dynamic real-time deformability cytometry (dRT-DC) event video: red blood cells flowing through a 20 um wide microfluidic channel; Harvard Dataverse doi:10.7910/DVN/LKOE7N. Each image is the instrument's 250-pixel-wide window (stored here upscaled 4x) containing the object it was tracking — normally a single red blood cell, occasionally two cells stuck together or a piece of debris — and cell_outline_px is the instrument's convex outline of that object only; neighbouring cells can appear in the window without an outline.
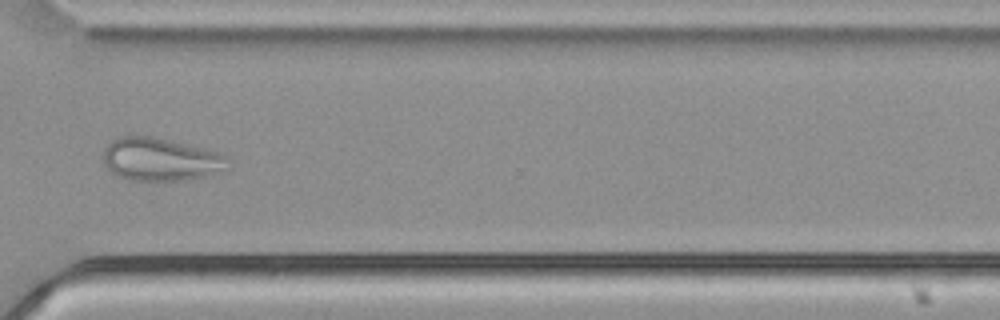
{"species": "common noctule bat (a hibernating species)", "species_latin": "Nyctalus noctula", "temperature_condition": "cold", "stored_images_in_passage": 48, "camera_frame_rate_fps": 3000, "um_per_image_px": 0.085, "animal": {"sex": "male", "body_mass_g": 21.5, "forearm_length_mm": 52.0}, "frame": {"image": 1, "passage_image": 34, "time_ms": 11.0, "image_size_px": [1000, 320], "cell_outline_px": [[228, 168], [208, 176], [184, 180], [128, 180], [112, 172], [104, 164], [104, 148], [112, 140], [120, 136], [152, 136], [220, 152], [224, 156]], "centroid_in_image_um": [13.63, 13.55], "position_along_channel_um": 357.0, "area_um2": 30.98}}
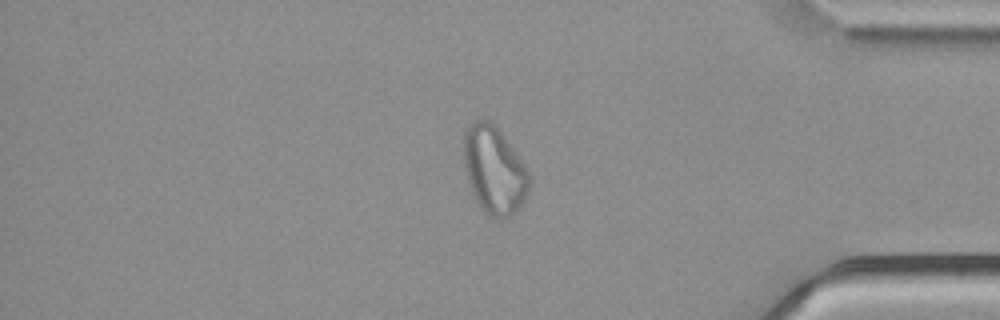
{"frame": {"image": 2, "passage_image": 39, "time_ms": 12.667, "image_size_px": [1000, 320], "cell_outline_px": [[528, 192], [524, 200], [516, 212], [500, 220], [496, 220], [488, 216], [480, 208], [472, 192], [468, 180], [464, 164], [464, 132], [476, 120], [488, 120], [500, 132], [528, 172]], "centroid_in_image_um": [41.98, 14.53], "position_along_channel_um": 393.2, "area_um2": 32.66}}